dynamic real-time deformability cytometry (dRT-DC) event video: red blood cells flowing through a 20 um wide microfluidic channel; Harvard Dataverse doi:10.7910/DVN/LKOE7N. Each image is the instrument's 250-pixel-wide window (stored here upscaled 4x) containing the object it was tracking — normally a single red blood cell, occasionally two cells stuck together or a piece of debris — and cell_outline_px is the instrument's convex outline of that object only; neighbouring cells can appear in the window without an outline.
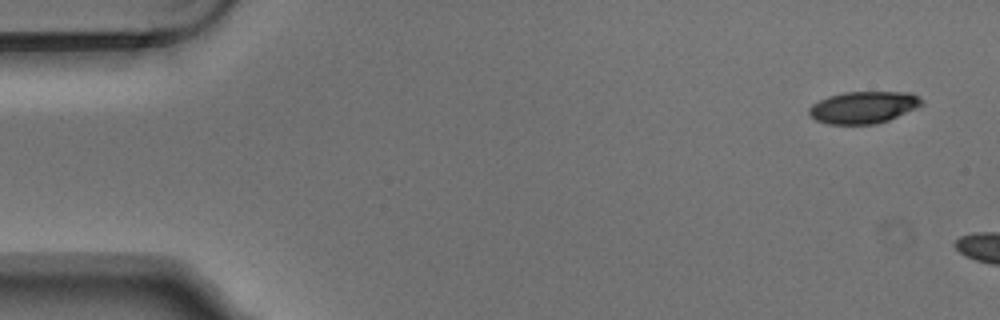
{"species": "Egyptian fruit bat (a non-hibernating species)", "species_latin": "Rousettus aegyptiacus", "temperature_condition": "warm", "stored_images_in_passage": 3, "camera_frame_rate_fps": 3000, "um_per_image_px": 0.085, "animal": {"sex": "male"}, "frame": {"image": 1, "passage_image": 1, "time_ms": 0.0, "image_size_px": [1000, 320], "cell_outline_px": [[924, 104], [916, 108], [888, 120], [876, 124], [828, 124], [816, 120], [808, 112], [808, 108], [812, 104], [828, 96], [844, 92], [912, 92], [924, 100]], "centroid_in_image_um": [73.41, 9.11], "position_along_channel_um": 11.6, "area_um2": 21.04}}